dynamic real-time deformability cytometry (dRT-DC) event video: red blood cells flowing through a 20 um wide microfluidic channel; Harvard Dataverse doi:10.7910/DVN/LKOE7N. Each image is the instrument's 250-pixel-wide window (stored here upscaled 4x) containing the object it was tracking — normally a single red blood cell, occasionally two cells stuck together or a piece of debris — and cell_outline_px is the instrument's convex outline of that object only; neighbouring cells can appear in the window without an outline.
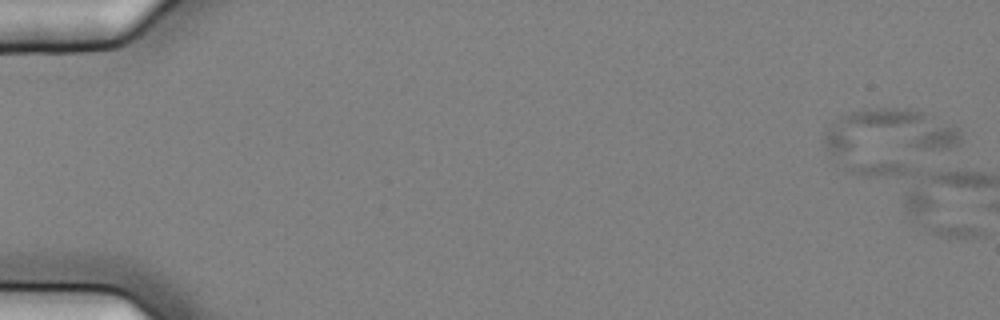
{"species": "common noctule bat (a hibernating species)", "species_latin": "Nyctalus noctula", "temperature_condition": "cold", "stored_images_in_passage": 1, "camera_frame_rate_fps": 3000, "um_per_image_px": 0.085, "animal": {"sex": "female", "body_mass_g": 25.1}, "frame": {"image": 1, "passage_image": 1, "time_ms": 0.0, "image_size_px": [1000, 320], "cell_outline_px": [[960, 140], [956, 144], [948, 148], [836, 152], [828, 152], [824, 144], [824, 132], [840, 116], [864, 108], [916, 108], [960, 128]], "centroid_in_image_um": [75.61, 11.15], "position_along_channel_um": 9.4, "area_um2": 35.14}}